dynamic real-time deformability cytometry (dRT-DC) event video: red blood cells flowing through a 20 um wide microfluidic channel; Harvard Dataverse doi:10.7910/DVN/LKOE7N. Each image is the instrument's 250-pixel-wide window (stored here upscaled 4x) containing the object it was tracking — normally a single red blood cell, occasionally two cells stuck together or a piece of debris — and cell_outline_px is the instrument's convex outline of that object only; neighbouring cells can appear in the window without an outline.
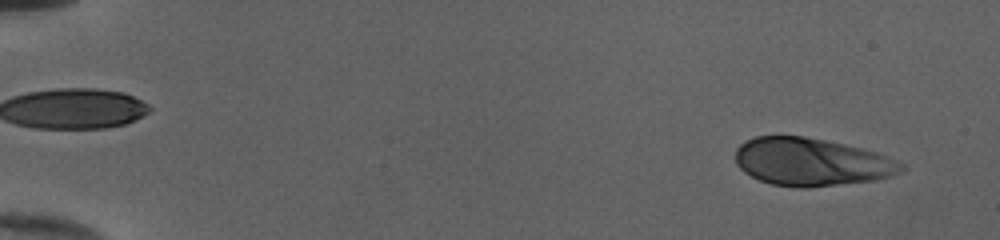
{"species": "human", "species_latin": "Homo sapiens", "temperature_condition": "cold", "stored_images_in_passage": 48, "camera_frame_rate_fps": 3000, "um_per_image_px": 0.085, "donor": {"sex": "female"}, "frame": {"image": 1, "passage_image": 1, "time_ms": 0.0, "image_size_px": [1000, 240], "cell_outline_px": [[908, 168], [892, 176], [872, 180], [808, 188], [800, 188], [772, 184], [760, 180], [744, 172], [736, 164], [736, 148], [740, 144], [756, 136], [804, 136], [844, 144], [876, 152], [904, 164]], "centroid_in_image_um": [68.97, 13.77], "position_along_channel_um": 16.0, "area_um2": 46.01}}
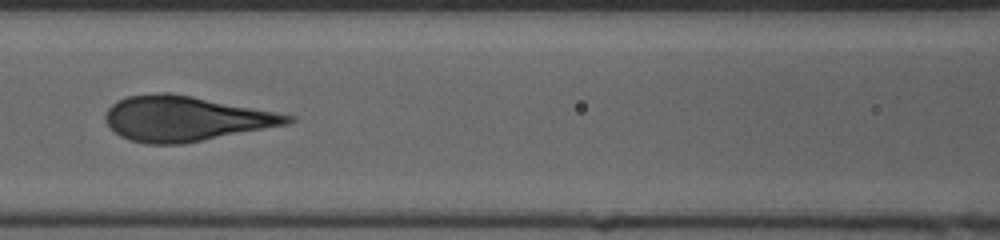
{"frame": {"image": 2, "passage_image": 22, "time_ms": 7.0, "image_size_px": [1000, 240], "cell_outline_px": [[296, 120], [288, 124], [184, 144], [144, 144], [128, 140], [120, 136], [104, 120], [104, 116], [108, 108], [116, 100], [128, 96], [152, 92], [192, 96], [296, 116]], "centroid_in_image_um": [15.73, 10.09], "position_along_channel_um": 150.9, "area_um2": 47.69}}
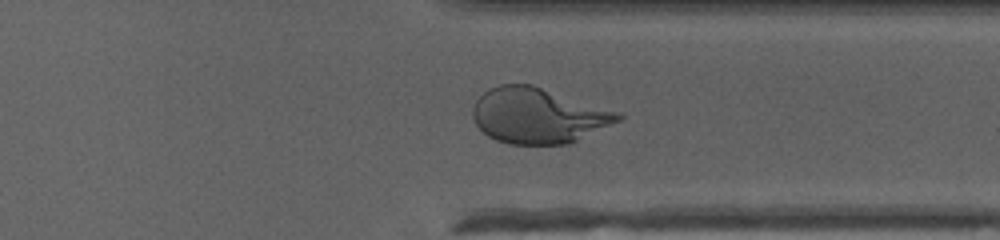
{"frame": {"image": 3, "passage_image": 38, "time_ms": 12.333, "image_size_px": [1000, 240], "cell_outline_px": [[624, 116], [620, 120], [568, 144], [508, 144], [496, 140], [488, 136], [476, 124], [472, 116], [472, 108], [476, 100], [484, 92], [500, 84], [532, 84], [616, 112]], "centroid_in_image_um": [45.68, 9.83], "position_along_channel_um": 365.7, "area_um2": 46.24}}